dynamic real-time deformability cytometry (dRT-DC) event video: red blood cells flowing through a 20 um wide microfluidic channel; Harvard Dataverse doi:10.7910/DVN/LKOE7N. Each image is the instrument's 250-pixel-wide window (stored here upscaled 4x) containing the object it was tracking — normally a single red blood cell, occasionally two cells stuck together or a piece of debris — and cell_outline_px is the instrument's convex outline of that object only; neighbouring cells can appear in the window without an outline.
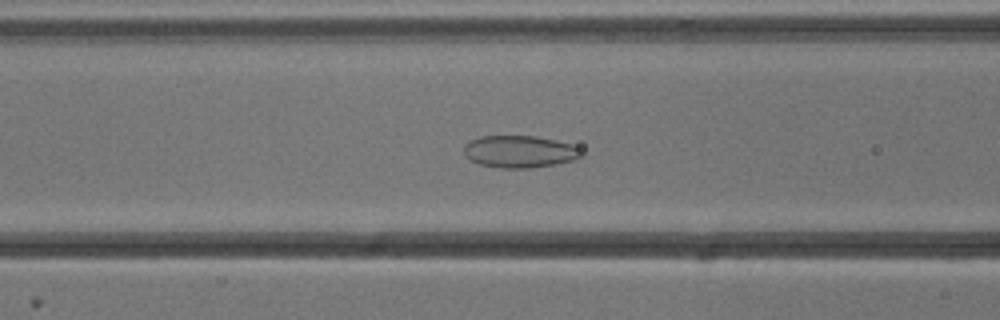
{"species": "common noctule bat (a hibernating species)", "species_latin": "Nyctalus noctula", "temperature_condition": "cold", "stored_images_in_passage": 53, "camera_frame_rate_fps": 3000, "um_per_image_px": 0.085, "animal": {"sex": "male", "body_mass_g": 13.3}, "frame": {"image": 1, "passage_image": 21, "time_ms": 6.667, "image_size_px": [1000, 320], "cell_outline_px": [[584, 156], [572, 160], [556, 164], [528, 168], [500, 168], [480, 164], [464, 156], [464, 144], [468, 140], [480, 136], [536, 136], [556, 140], [572, 144], [580, 148], [584, 152]], "centroid_in_image_um": [44.18, 12.88], "position_along_channel_um": 122.4, "area_um2": 22.25}}
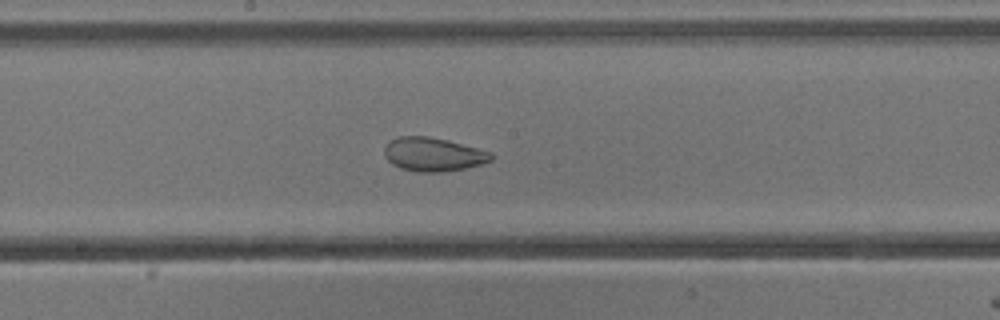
{"frame": {"image": 2, "passage_image": 28, "time_ms": 9.0, "image_size_px": [1000, 320], "cell_outline_px": [[496, 156], [492, 160], [484, 164], [444, 172], [416, 172], [400, 168], [392, 164], [384, 156], [384, 148], [392, 140], [400, 136], [428, 136], [448, 140], [492, 152]], "centroid_in_image_um": [36.86, 13.13], "position_along_channel_um": 211.3, "area_um2": 21.15}}
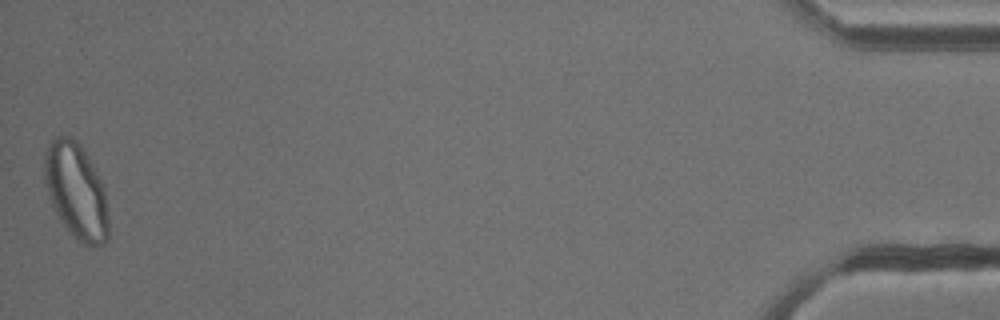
{"frame": {"image": 3, "passage_image": 53, "time_ms": 17.333, "image_size_px": [1000, 320], "cell_outline_px": [[108, 240], [104, 244], [84, 244], [64, 224], [56, 212], [52, 204], [44, 180], [44, 152], [52, 136], [72, 136], [80, 144], [88, 156], [104, 188], [108, 220]], "centroid_in_image_um": [6.45, 16.16], "position_along_channel_um": 428.7, "area_um2": 35.26}, "authors_computed_cell_mechanics": {"area_um2": 28.5532, "velocity_mm_per_s": 3.8032, "shape_relaxation_time_tau1_ms": null, "shape_relaxation_time_tau2_ms": 1.1458, "deformation_change_tau1": null, "deformation_change_tau2": 0.0545}}